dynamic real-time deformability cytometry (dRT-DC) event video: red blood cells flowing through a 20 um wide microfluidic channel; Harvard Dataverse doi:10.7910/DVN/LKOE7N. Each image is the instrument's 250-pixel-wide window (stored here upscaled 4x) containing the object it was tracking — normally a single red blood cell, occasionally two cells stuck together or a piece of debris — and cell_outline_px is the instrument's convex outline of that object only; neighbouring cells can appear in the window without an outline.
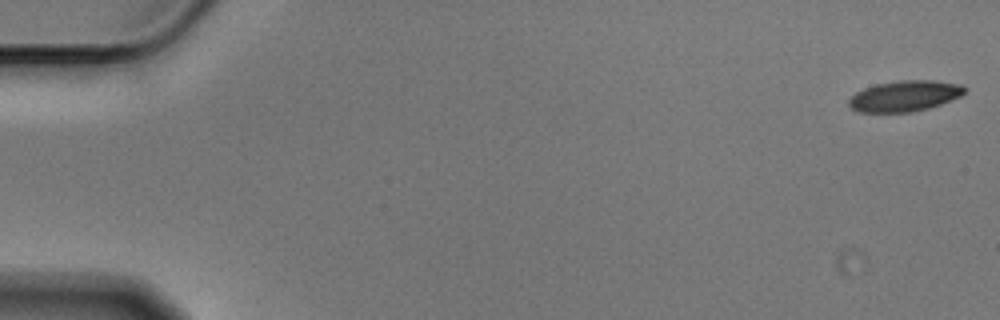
{"species": "Egyptian fruit bat (a non-hibernating species)", "species_latin": "Rousettus aegyptiacus", "temperature_condition": "cold", "stored_images_in_passage": 56, "camera_frame_rate_fps": 3000, "um_per_image_px": 0.085, "animal": {"sex": "male"}, "frame": {"image": 1, "passage_image": 1, "time_ms": 0.0, "image_size_px": [1000, 320], "cell_outline_px": [[968, 88], [960, 96], [940, 104], [928, 108], [912, 112], [860, 112], [852, 108], [848, 104], [848, 100], [856, 92], [864, 88], [876, 84], [900, 80], [932, 80], [960, 84]], "centroid_in_image_um": [76.9, 8.15], "position_along_channel_um": 8.1, "area_um2": 20.69}}
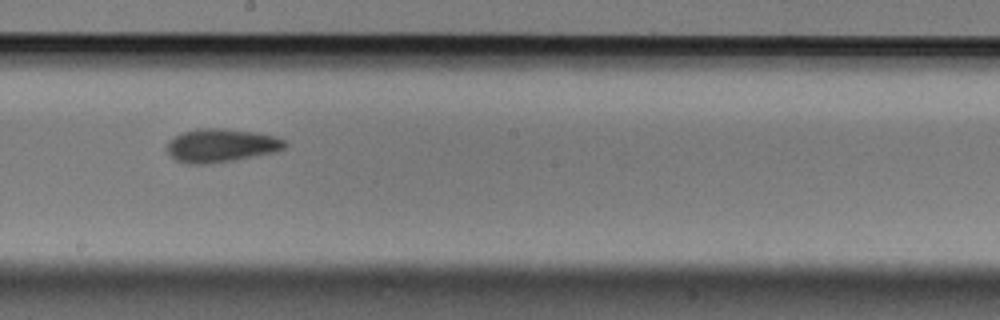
{"frame": {"image": 2, "passage_image": 32, "time_ms": 10.333, "image_size_px": [1000, 320], "cell_outline_px": [[288, 144], [284, 148], [276, 152], [236, 160], [212, 164], [184, 164], [176, 160], [168, 152], [168, 140], [184, 132], [196, 128], [224, 128], [256, 132], [276, 136], [284, 140]], "centroid_in_image_um": [18.82, 12.37], "position_along_channel_um": 229.4, "area_um2": 23.24}}
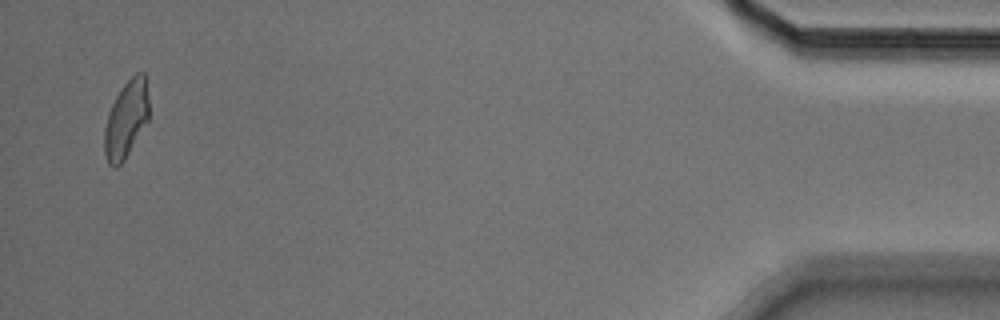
{"frame": {"image": 3, "passage_image": 55, "time_ms": 18.0, "image_size_px": [1000, 320], "cell_outline_px": [[148, 120], [124, 160], [116, 168], [108, 164], [104, 152], [104, 128], [108, 112], [116, 96], [124, 84], [136, 72], [144, 72], [148, 100]], "centroid_in_image_um": [10.7, 10.15], "position_along_channel_um": 424.5, "area_um2": 19.83}, "authors_computed_cell_mechanics": {"area_um2": 21.4149, "velocity_mm_per_s": 3.5729, "shape_relaxation_time_tau1_ms": 3.5911, "shape_relaxation_time_tau2_ms": 3.7895, "deformation_change_tau1": 0.1423, "deformation_change_tau2": 0.1055}}